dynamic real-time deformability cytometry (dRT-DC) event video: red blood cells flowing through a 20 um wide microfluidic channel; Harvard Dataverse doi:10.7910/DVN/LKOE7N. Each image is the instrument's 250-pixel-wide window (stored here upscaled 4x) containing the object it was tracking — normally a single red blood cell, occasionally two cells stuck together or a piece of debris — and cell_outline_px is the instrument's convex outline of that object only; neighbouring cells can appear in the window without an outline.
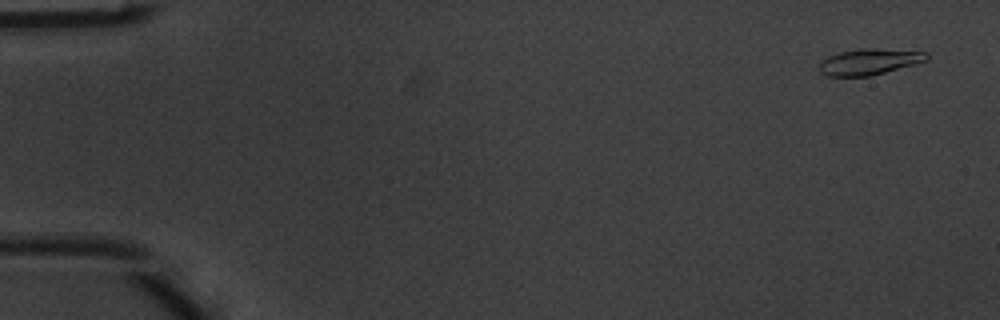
{"species": "common noctule bat (a hibernating species)", "species_latin": "Nyctalus noctula", "temperature_condition": "warm", "stored_images_in_passage": 51, "camera_frame_rate_fps": 3000, "um_per_image_px": 0.085, "animal": {"sex": "male", "body_mass_g": 20.1, "forearm_length_mm": 53.5}, "frame": {"image": 1, "passage_image": 3, "time_ms": 0.667, "image_size_px": [1000, 320], "cell_outline_px": [[928, 60], [916, 64], [868, 76], [828, 76], [820, 72], [816, 68], [820, 60], [828, 56], [840, 52], [860, 48], [876, 48], [928, 52]], "centroid_in_image_um": [73.85, 5.24], "position_along_channel_um": 11.2, "area_um2": 16.47}}
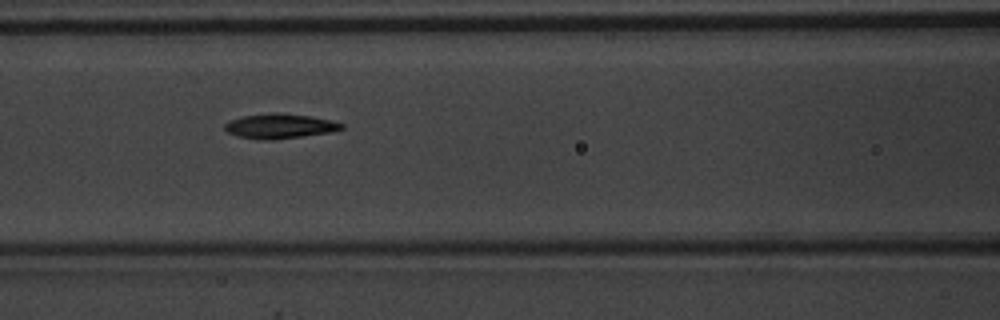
{"frame": {"image": 2, "passage_image": 23, "time_ms": 7.333, "image_size_px": [1000, 320], "cell_outline_px": [[344, 128], [332, 132], [272, 140], [260, 140], [236, 136], [228, 132], [224, 128], [224, 124], [232, 120], [244, 116], [276, 112], [312, 116], [332, 120], [344, 124]], "centroid_in_image_um": [23.81, 10.72], "position_along_channel_um": 142.8, "area_um2": 16.88}}
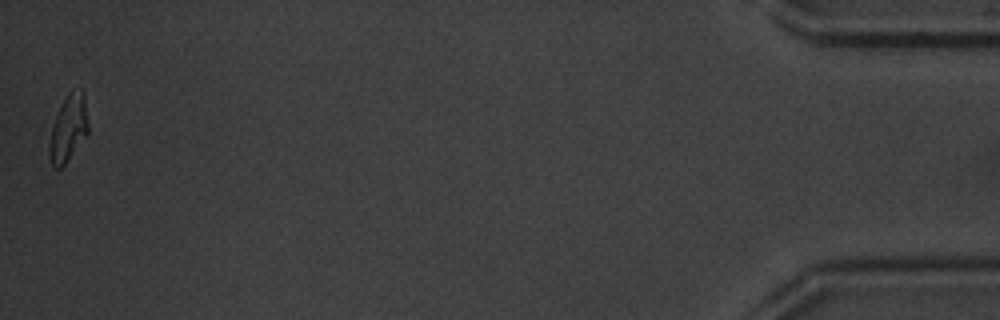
{"frame": {"image": 3, "passage_image": 51, "time_ms": 16.667, "image_size_px": [1000, 320], "cell_outline_px": [[88, 132], [64, 164], [60, 168], [52, 168], [48, 156], [48, 144], [52, 128], [56, 116], [68, 92], [72, 88], [84, 92], [88, 124]], "centroid_in_image_um": [5.79, 10.92], "position_along_channel_um": 429.4, "area_um2": 14.85}, "authors_computed_cell_mechanics": {"area_um2": 16.2418, "velocity_mm_per_s": 4.0275, "shape_relaxation_time_tau1_ms": 2.9611, "shape_relaxation_time_tau2_ms": 5.5284, "deformation_change_tau1": 0.1831, "deformation_change_tau2": 0.0882}}